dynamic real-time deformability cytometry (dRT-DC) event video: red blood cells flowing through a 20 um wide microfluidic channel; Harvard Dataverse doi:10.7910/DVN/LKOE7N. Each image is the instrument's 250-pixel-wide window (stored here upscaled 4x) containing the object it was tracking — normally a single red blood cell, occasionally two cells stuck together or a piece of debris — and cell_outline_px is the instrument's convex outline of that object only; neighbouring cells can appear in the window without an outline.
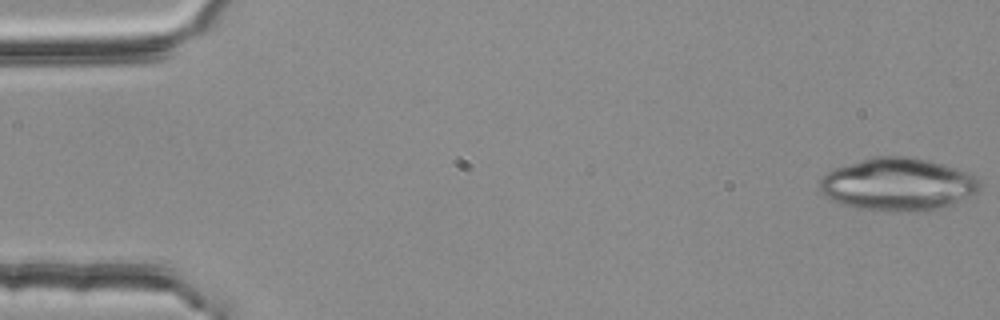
{"species": "common noctule bat (a hibernating species)", "species_latin": "Nyctalus noctula", "temperature_condition": "room temperature", "stored_images_in_passage": 53, "camera_frame_rate_fps": 3000, "um_per_image_px": 0.085, "animal": {"sex": "female", "body_mass_g": 25.1}, "frame": {"image": 1, "passage_image": 1, "time_ms": 0.0, "image_size_px": [1000, 320], "cell_outline_px": [[984, 188], [952, 204], [928, 212], [876, 212], [852, 208], [840, 204], [824, 196], [820, 188], [820, 180], [828, 172], [836, 168], [876, 156], [912, 156], [928, 160], [968, 172], [976, 176], [980, 180]], "centroid_in_image_um": [76.34, 15.71], "position_along_channel_um": 8.7, "area_um2": 49.82}}
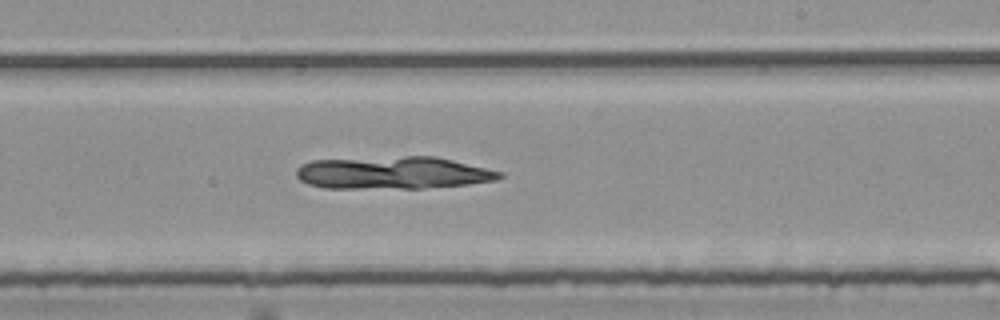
{"frame": {"image": 2, "passage_image": 32, "time_ms": 10.333, "image_size_px": [1000, 320], "cell_outline_px": [[504, 176], [496, 180], [468, 184], [424, 188], [324, 188], [308, 184], [300, 180], [296, 176], [296, 168], [300, 164], [312, 160], [404, 156], [436, 156], [504, 172]], "centroid_in_image_um": [33.4, 14.68], "position_along_channel_um": 255.6, "area_um2": 38.73}}
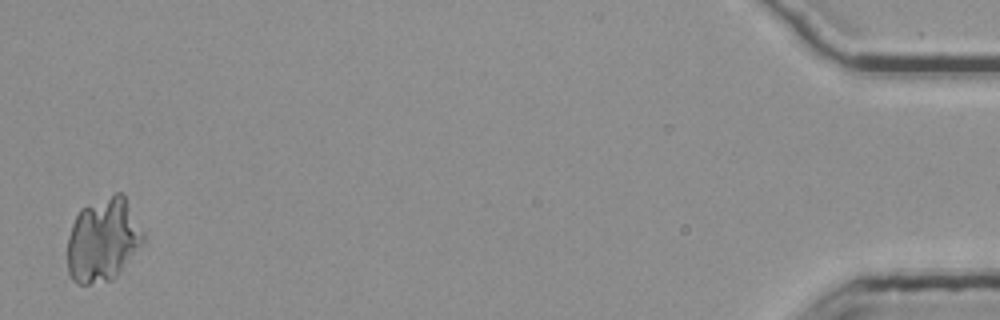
{"frame": {"image": 3, "passage_image": 53, "time_ms": 17.333, "image_size_px": [1000, 320], "cell_outline_px": [[144, 240], [120, 272], [112, 280], [88, 284], [76, 284], [72, 280], [68, 272], [68, 236], [72, 224], [80, 208], [116, 192], [124, 192], [144, 236]], "centroid_in_image_um": [8.73, 20.38], "position_along_channel_um": 426.5, "area_um2": 36.82}}